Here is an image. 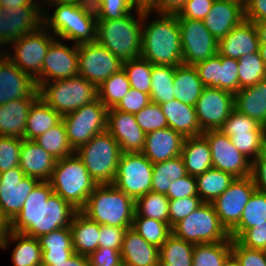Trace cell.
Masks as SVG:
<instances>
[{
    "label": "cell",
    "instance_id": "12",
    "mask_svg": "<svg viewBox=\"0 0 266 266\" xmlns=\"http://www.w3.org/2000/svg\"><path fill=\"white\" fill-rule=\"evenodd\" d=\"M153 164L141 153H122L115 179L117 189L136 200L151 191Z\"/></svg>",
    "mask_w": 266,
    "mask_h": 266
},
{
    "label": "cell",
    "instance_id": "62",
    "mask_svg": "<svg viewBox=\"0 0 266 266\" xmlns=\"http://www.w3.org/2000/svg\"><path fill=\"white\" fill-rule=\"evenodd\" d=\"M90 266L117 265L122 261L120 250L99 247L89 256Z\"/></svg>",
    "mask_w": 266,
    "mask_h": 266
},
{
    "label": "cell",
    "instance_id": "43",
    "mask_svg": "<svg viewBox=\"0 0 266 266\" xmlns=\"http://www.w3.org/2000/svg\"><path fill=\"white\" fill-rule=\"evenodd\" d=\"M230 140L238 151L253 162L266 150V127L260 125L255 131L234 132Z\"/></svg>",
    "mask_w": 266,
    "mask_h": 266
},
{
    "label": "cell",
    "instance_id": "39",
    "mask_svg": "<svg viewBox=\"0 0 266 266\" xmlns=\"http://www.w3.org/2000/svg\"><path fill=\"white\" fill-rule=\"evenodd\" d=\"M187 174L181 155L155 163L153 164L151 191L166 195L171 181H176Z\"/></svg>",
    "mask_w": 266,
    "mask_h": 266
},
{
    "label": "cell",
    "instance_id": "20",
    "mask_svg": "<svg viewBox=\"0 0 266 266\" xmlns=\"http://www.w3.org/2000/svg\"><path fill=\"white\" fill-rule=\"evenodd\" d=\"M78 45L56 38L48 48L41 69V84L78 75Z\"/></svg>",
    "mask_w": 266,
    "mask_h": 266
},
{
    "label": "cell",
    "instance_id": "31",
    "mask_svg": "<svg viewBox=\"0 0 266 266\" xmlns=\"http://www.w3.org/2000/svg\"><path fill=\"white\" fill-rule=\"evenodd\" d=\"M74 253L89 256L99 248L100 224L77 211L70 224Z\"/></svg>",
    "mask_w": 266,
    "mask_h": 266
},
{
    "label": "cell",
    "instance_id": "49",
    "mask_svg": "<svg viewBox=\"0 0 266 266\" xmlns=\"http://www.w3.org/2000/svg\"><path fill=\"white\" fill-rule=\"evenodd\" d=\"M123 69L130 82V87L150 95L152 64L143 59L124 61Z\"/></svg>",
    "mask_w": 266,
    "mask_h": 266
},
{
    "label": "cell",
    "instance_id": "37",
    "mask_svg": "<svg viewBox=\"0 0 266 266\" xmlns=\"http://www.w3.org/2000/svg\"><path fill=\"white\" fill-rule=\"evenodd\" d=\"M266 224V193L255 190L242 211L239 223L229 232L236 240L246 229Z\"/></svg>",
    "mask_w": 266,
    "mask_h": 266
},
{
    "label": "cell",
    "instance_id": "69",
    "mask_svg": "<svg viewBox=\"0 0 266 266\" xmlns=\"http://www.w3.org/2000/svg\"><path fill=\"white\" fill-rule=\"evenodd\" d=\"M37 0H0V7L15 8L17 6H32Z\"/></svg>",
    "mask_w": 266,
    "mask_h": 266
},
{
    "label": "cell",
    "instance_id": "16",
    "mask_svg": "<svg viewBox=\"0 0 266 266\" xmlns=\"http://www.w3.org/2000/svg\"><path fill=\"white\" fill-rule=\"evenodd\" d=\"M202 135L209 143L213 168L229 173L235 178L252 175V162L238 151L230 137L220 130H208Z\"/></svg>",
    "mask_w": 266,
    "mask_h": 266
},
{
    "label": "cell",
    "instance_id": "59",
    "mask_svg": "<svg viewBox=\"0 0 266 266\" xmlns=\"http://www.w3.org/2000/svg\"><path fill=\"white\" fill-rule=\"evenodd\" d=\"M236 240L247 248L263 250L266 246V224L246 229Z\"/></svg>",
    "mask_w": 266,
    "mask_h": 266
},
{
    "label": "cell",
    "instance_id": "29",
    "mask_svg": "<svg viewBox=\"0 0 266 266\" xmlns=\"http://www.w3.org/2000/svg\"><path fill=\"white\" fill-rule=\"evenodd\" d=\"M37 99L22 98L0 105V136L25 139L28 113Z\"/></svg>",
    "mask_w": 266,
    "mask_h": 266
},
{
    "label": "cell",
    "instance_id": "55",
    "mask_svg": "<svg viewBox=\"0 0 266 266\" xmlns=\"http://www.w3.org/2000/svg\"><path fill=\"white\" fill-rule=\"evenodd\" d=\"M260 125L255 119L234 108L219 130L230 137L234 135V132L255 131Z\"/></svg>",
    "mask_w": 266,
    "mask_h": 266
},
{
    "label": "cell",
    "instance_id": "3",
    "mask_svg": "<svg viewBox=\"0 0 266 266\" xmlns=\"http://www.w3.org/2000/svg\"><path fill=\"white\" fill-rule=\"evenodd\" d=\"M50 7L54 8L52 15L46 10ZM43 26L63 42L64 39L75 45L96 42L97 17L92 2L45 4Z\"/></svg>",
    "mask_w": 266,
    "mask_h": 266
},
{
    "label": "cell",
    "instance_id": "35",
    "mask_svg": "<svg viewBox=\"0 0 266 266\" xmlns=\"http://www.w3.org/2000/svg\"><path fill=\"white\" fill-rule=\"evenodd\" d=\"M173 84L175 99L192 107L195 106L204 88L193 65L175 66Z\"/></svg>",
    "mask_w": 266,
    "mask_h": 266
},
{
    "label": "cell",
    "instance_id": "71",
    "mask_svg": "<svg viewBox=\"0 0 266 266\" xmlns=\"http://www.w3.org/2000/svg\"><path fill=\"white\" fill-rule=\"evenodd\" d=\"M260 43H266V19L255 23Z\"/></svg>",
    "mask_w": 266,
    "mask_h": 266
},
{
    "label": "cell",
    "instance_id": "54",
    "mask_svg": "<svg viewBox=\"0 0 266 266\" xmlns=\"http://www.w3.org/2000/svg\"><path fill=\"white\" fill-rule=\"evenodd\" d=\"M199 196H190L182 199L169 200V225L172 228L177 222L186 218L201 204Z\"/></svg>",
    "mask_w": 266,
    "mask_h": 266
},
{
    "label": "cell",
    "instance_id": "25",
    "mask_svg": "<svg viewBox=\"0 0 266 266\" xmlns=\"http://www.w3.org/2000/svg\"><path fill=\"white\" fill-rule=\"evenodd\" d=\"M185 137L166 127L146 133L142 154L152 163L164 162L181 155Z\"/></svg>",
    "mask_w": 266,
    "mask_h": 266
},
{
    "label": "cell",
    "instance_id": "72",
    "mask_svg": "<svg viewBox=\"0 0 266 266\" xmlns=\"http://www.w3.org/2000/svg\"><path fill=\"white\" fill-rule=\"evenodd\" d=\"M55 2H77V3H82V2H92V0H42L41 1V5L44 7L45 4L55 3Z\"/></svg>",
    "mask_w": 266,
    "mask_h": 266
},
{
    "label": "cell",
    "instance_id": "77",
    "mask_svg": "<svg viewBox=\"0 0 266 266\" xmlns=\"http://www.w3.org/2000/svg\"><path fill=\"white\" fill-rule=\"evenodd\" d=\"M263 252L266 255V246L263 248Z\"/></svg>",
    "mask_w": 266,
    "mask_h": 266
},
{
    "label": "cell",
    "instance_id": "27",
    "mask_svg": "<svg viewBox=\"0 0 266 266\" xmlns=\"http://www.w3.org/2000/svg\"><path fill=\"white\" fill-rule=\"evenodd\" d=\"M56 159L34 140L22 139L19 167L26 176L49 181Z\"/></svg>",
    "mask_w": 266,
    "mask_h": 266
},
{
    "label": "cell",
    "instance_id": "23",
    "mask_svg": "<svg viewBox=\"0 0 266 266\" xmlns=\"http://www.w3.org/2000/svg\"><path fill=\"white\" fill-rule=\"evenodd\" d=\"M107 131L118 142L122 153L142 152L146 133L136 122L134 114L108 109Z\"/></svg>",
    "mask_w": 266,
    "mask_h": 266
},
{
    "label": "cell",
    "instance_id": "9",
    "mask_svg": "<svg viewBox=\"0 0 266 266\" xmlns=\"http://www.w3.org/2000/svg\"><path fill=\"white\" fill-rule=\"evenodd\" d=\"M55 39L56 37L42 25L36 31L25 34L12 42L2 52L20 70L29 75L38 88L41 85V69L44 58L50 44Z\"/></svg>",
    "mask_w": 266,
    "mask_h": 266
},
{
    "label": "cell",
    "instance_id": "4",
    "mask_svg": "<svg viewBox=\"0 0 266 266\" xmlns=\"http://www.w3.org/2000/svg\"><path fill=\"white\" fill-rule=\"evenodd\" d=\"M142 21L143 11L138 9L119 19L97 20L96 42L123 62L140 58Z\"/></svg>",
    "mask_w": 266,
    "mask_h": 266
},
{
    "label": "cell",
    "instance_id": "46",
    "mask_svg": "<svg viewBox=\"0 0 266 266\" xmlns=\"http://www.w3.org/2000/svg\"><path fill=\"white\" fill-rule=\"evenodd\" d=\"M169 223V199L160 193L148 192L135 200V215Z\"/></svg>",
    "mask_w": 266,
    "mask_h": 266
},
{
    "label": "cell",
    "instance_id": "70",
    "mask_svg": "<svg viewBox=\"0 0 266 266\" xmlns=\"http://www.w3.org/2000/svg\"><path fill=\"white\" fill-rule=\"evenodd\" d=\"M8 231L9 223L4 219V217L0 213V249L4 245Z\"/></svg>",
    "mask_w": 266,
    "mask_h": 266
},
{
    "label": "cell",
    "instance_id": "53",
    "mask_svg": "<svg viewBox=\"0 0 266 266\" xmlns=\"http://www.w3.org/2000/svg\"><path fill=\"white\" fill-rule=\"evenodd\" d=\"M22 139L0 136V173L19 166Z\"/></svg>",
    "mask_w": 266,
    "mask_h": 266
},
{
    "label": "cell",
    "instance_id": "24",
    "mask_svg": "<svg viewBox=\"0 0 266 266\" xmlns=\"http://www.w3.org/2000/svg\"><path fill=\"white\" fill-rule=\"evenodd\" d=\"M259 45L255 23L244 19L218 41V54L238 60L243 55L258 53Z\"/></svg>",
    "mask_w": 266,
    "mask_h": 266
},
{
    "label": "cell",
    "instance_id": "67",
    "mask_svg": "<svg viewBox=\"0 0 266 266\" xmlns=\"http://www.w3.org/2000/svg\"><path fill=\"white\" fill-rule=\"evenodd\" d=\"M41 266H90L88 256L74 253L69 259L53 262V265H41Z\"/></svg>",
    "mask_w": 266,
    "mask_h": 266
},
{
    "label": "cell",
    "instance_id": "57",
    "mask_svg": "<svg viewBox=\"0 0 266 266\" xmlns=\"http://www.w3.org/2000/svg\"><path fill=\"white\" fill-rule=\"evenodd\" d=\"M151 103L150 95L130 88L129 92L114 107L118 111L136 114Z\"/></svg>",
    "mask_w": 266,
    "mask_h": 266
},
{
    "label": "cell",
    "instance_id": "47",
    "mask_svg": "<svg viewBox=\"0 0 266 266\" xmlns=\"http://www.w3.org/2000/svg\"><path fill=\"white\" fill-rule=\"evenodd\" d=\"M148 243L160 248L167 238L172 234L169 223L160 220L134 216L132 227Z\"/></svg>",
    "mask_w": 266,
    "mask_h": 266
},
{
    "label": "cell",
    "instance_id": "58",
    "mask_svg": "<svg viewBox=\"0 0 266 266\" xmlns=\"http://www.w3.org/2000/svg\"><path fill=\"white\" fill-rule=\"evenodd\" d=\"M165 196L169 200L199 196L197 192L196 177L187 174L176 181H171V185Z\"/></svg>",
    "mask_w": 266,
    "mask_h": 266
},
{
    "label": "cell",
    "instance_id": "14",
    "mask_svg": "<svg viewBox=\"0 0 266 266\" xmlns=\"http://www.w3.org/2000/svg\"><path fill=\"white\" fill-rule=\"evenodd\" d=\"M78 74L99 87L123 68V61L97 42L78 45Z\"/></svg>",
    "mask_w": 266,
    "mask_h": 266
},
{
    "label": "cell",
    "instance_id": "45",
    "mask_svg": "<svg viewBox=\"0 0 266 266\" xmlns=\"http://www.w3.org/2000/svg\"><path fill=\"white\" fill-rule=\"evenodd\" d=\"M130 82L122 68L113 73L99 87L98 99L108 108H114L120 100L129 92Z\"/></svg>",
    "mask_w": 266,
    "mask_h": 266
},
{
    "label": "cell",
    "instance_id": "18",
    "mask_svg": "<svg viewBox=\"0 0 266 266\" xmlns=\"http://www.w3.org/2000/svg\"><path fill=\"white\" fill-rule=\"evenodd\" d=\"M255 190L252 176L235 178L229 187L211 203L221 224L228 232L239 223L242 211Z\"/></svg>",
    "mask_w": 266,
    "mask_h": 266
},
{
    "label": "cell",
    "instance_id": "15",
    "mask_svg": "<svg viewBox=\"0 0 266 266\" xmlns=\"http://www.w3.org/2000/svg\"><path fill=\"white\" fill-rule=\"evenodd\" d=\"M185 65H195L218 54V40L202 20L178 19Z\"/></svg>",
    "mask_w": 266,
    "mask_h": 266
},
{
    "label": "cell",
    "instance_id": "75",
    "mask_svg": "<svg viewBox=\"0 0 266 266\" xmlns=\"http://www.w3.org/2000/svg\"><path fill=\"white\" fill-rule=\"evenodd\" d=\"M231 1H235V2L243 5L244 7L246 6V0H231Z\"/></svg>",
    "mask_w": 266,
    "mask_h": 266
},
{
    "label": "cell",
    "instance_id": "34",
    "mask_svg": "<svg viewBox=\"0 0 266 266\" xmlns=\"http://www.w3.org/2000/svg\"><path fill=\"white\" fill-rule=\"evenodd\" d=\"M181 157L191 176L196 177L213 168L210 146L203 135L185 137Z\"/></svg>",
    "mask_w": 266,
    "mask_h": 266
},
{
    "label": "cell",
    "instance_id": "50",
    "mask_svg": "<svg viewBox=\"0 0 266 266\" xmlns=\"http://www.w3.org/2000/svg\"><path fill=\"white\" fill-rule=\"evenodd\" d=\"M97 20L119 19L135 11L132 0H92Z\"/></svg>",
    "mask_w": 266,
    "mask_h": 266
},
{
    "label": "cell",
    "instance_id": "10",
    "mask_svg": "<svg viewBox=\"0 0 266 266\" xmlns=\"http://www.w3.org/2000/svg\"><path fill=\"white\" fill-rule=\"evenodd\" d=\"M171 229L175 237L193 244L216 243L230 239V234L221 224L213 205L206 202Z\"/></svg>",
    "mask_w": 266,
    "mask_h": 266
},
{
    "label": "cell",
    "instance_id": "52",
    "mask_svg": "<svg viewBox=\"0 0 266 266\" xmlns=\"http://www.w3.org/2000/svg\"><path fill=\"white\" fill-rule=\"evenodd\" d=\"M38 240L42 252L74 251L70 227L60 228L43 234Z\"/></svg>",
    "mask_w": 266,
    "mask_h": 266
},
{
    "label": "cell",
    "instance_id": "6",
    "mask_svg": "<svg viewBox=\"0 0 266 266\" xmlns=\"http://www.w3.org/2000/svg\"><path fill=\"white\" fill-rule=\"evenodd\" d=\"M53 193L81 211L97 186L76 154L57 159L49 180Z\"/></svg>",
    "mask_w": 266,
    "mask_h": 266
},
{
    "label": "cell",
    "instance_id": "8",
    "mask_svg": "<svg viewBox=\"0 0 266 266\" xmlns=\"http://www.w3.org/2000/svg\"><path fill=\"white\" fill-rule=\"evenodd\" d=\"M97 185L112 184L117 172L120 146L106 130L75 150Z\"/></svg>",
    "mask_w": 266,
    "mask_h": 266
},
{
    "label": "cell",
    "instance_id": "40",
    "mask_svg": "<svg viewBox=\"0 0 266 266\" xmlns=\"http://www.w3.org/2000/svg\"><path fill=\"white\" fill-rule=\"evenodd\" d=\"M194 244L171 234L159 248V266H192Z\"/></svg>",
    "mask_w": 266,
    "mask_h": 266
},
{
    "label": "cell",
    "instance_id": "7",
    "mask_svg": "<svg viewBox=\"0 0 266 266\" xmlns=\"http://www.w3.org/2000/svg\"><path fill=\"white\" fill-rule=\"evenodd\" d=\"M38 92L39 98L62 117L98 99L97 87L79 74L43 83Z\"/></svg>",
    "mask_w": 266,
    "mask_h": 266
},
{
    "label": "cell",
    "instance_id": "60",
    "mask_svg": "<svg viewBox=\"0 0 266 266\" xmlns=\"http://www.w3.org/2000/svg\"><path fill=\"white\" fill-rule=\"evenodd\" d=\"M215 0H188L177 15L178 19L203 20L211 10Z\"/></svg>",
    "mask_w": 266,
    "mask_h": 266
},
{
    "label": "cell",
    "instance_id": "63",
    "mask_svg": "<svg viewBox=\"0 0 266 266\" xmlns=\"http://www.w3.org/2000/svg\"><path fill=\"white\" fill-rule=\"evenodd\" d=\"M251 176L256 190L266 193V150L252 162Z\"/></svg>",
    "mask_w": 266,
    "mask_h": 266
},
{
    "label": "cell",
    "instance_id": "74",
    "mask_svg": "<svg viewBox=\"0 0 266 266\" xmlns=\"http://www.w3.org/2000/svg\"><path fill=\"white\" fill-rule=\"evenodd\" d=\"M259 54H260V57L262 58V61L266 69V43H260Z\"/></svg>",
    "mask_w": 266,
    "mask_h": 266
},
{
    "label": "cell",
    "instance_id": "17",
    "mask_svg": "<svg viewBox=\"0 0 266 266\" xmlns=\"http://www.w3.org/2000/svg\"><path fill=\"white\" fill-rule=\"evenodd\" d=\"M40 181L26 176L20 167L0 173V213L10 223Z\"/></svg>",
    "mask_w": 266,
    "mask_h": 266
},
{
    "label": "cell",
    "instance_id": "33",
    "mask_svg": "<svg viewBox=\"0 0 266 266\" xmlns=\"http://www.w3.org/2000/svg\"><path fill=\"white\" fill-rule=\"evenodd\" d=\"M15 243L11 253L13 266H41L42 249L38 238L22 233L8 231L2 250Z\"/></svg>",
    "mask_w": 266,
    "mask_h": 266
},
{
    "label": "cell",
    "instance_id": "51",
    "mask_svg": "<svg viewBox=\"0 0 266 266\" xmlns=\"http://www.w3.org/2000/svg\"><path fill=\"white\" fill-rule=\"evenodd\" d=\"M134 116L136 122L145 133L168 127L167 119L160 105L156 103H149Z\"/></svg>",
    "mask_w": 266,
    "mask_h": 266
},
{
    "label": "cell",
    "instance_id": "1",
    "mask_svg": "<svg viewBox=\"0 0 266 266\" xmlns=\"http://www.w3.org/2000/svg\"><path fill=\"white\" fill-rule=\"evenodd\" d=\"M76 212L68 202L53 193L49 181H40L9 223V230L39 238L51 231L70 227Z\"/></svg>",
    "mask_w": 266,
    "mask_h": 266
},
{
    "label": "cell",
    "instance_id": "68",
    "mask_svg": "<svg viewBox=\"0 0 266 266\" xmlns=\"http://www.w3.org/2000/svg\"><path fill=\"white\" fill-rule=\"evenodd\" d=\"M135 9L154 11L159 6V0H132Z\"/></svg>",
    "mask_w": 266,
    "mask_h": 266
},
{
    "label": "cell",
    "instance_id": "32",
    "mask_svg": "<svg viewBox=\"0 0 266 266\" xmlns=\"http://www.w3.org/2000/svg\"><path fill=\"white\" fill-rule=\"evenodd\" d=\"M235 109L266 127V77L234 95Z\"/></svg>",
    "mask_w": 266,
    "mask_h": 266
},
{
    "label": "cell",
    "instance_id": "41",
    "mask_svg": "<svg viewBox=\"0 0 266 266\" xmlns=\"http://www.w3.org/2000/svg\"><path fill=\"white\" fill-rule=\"evenodd\" d=\"M175 66L152 65L150 99L152 103L162 104L173 99Z\"/></svg>",
    "mask_w": 266,
    "mask_h": 266
},
{
    "label": "cell",
    "instance_id": "42",
    "mask_svg": "<svg viewBox=\"0 0 266 266\" xmlns=\"http://www.w3.org/2000/svg\"><path fill=\"white\" fill-rule=\"evenodd\" d=\"M56 160L75 154V150L69 143L66 128L61 120L57 125L41 134L34 140Z\"/></svg>",
    "mask_w": 266,
    "mask_h": 266
},
{
    "label": "cell",
    "instance_id": "36",
    "mask_svg": "<svg viewBox=\"0 0 266 266\" xmlns=\"http://www.w3.org/2000/svg\"><path fill=\"white\" fill-rule=\"evenodd\" d=\"M62 116L38 98L30 107L25 127V139L35 140L51 127L57 125Z\"/></svg>",
    "mask_w": 266,
    "mask_h": 266
},
{
    "label": "cell",
    "instance_id": "64",
    "mask_svg": "<svg viewBox=\"0 0 266 266\" xmlns=\"http://www.w3.org/2000/svg\"><path fill=\"white\" fill-rule=\"evenodd\" d=\"M245 10V20L256 23L266 19V0H248Z\"/></svg>",
    "mask_w": 266,
    "mask_h": 266
},
{
    "label": "cell",
    "instance_id": "22",
    "mask_svg": "<svg viewBox=\"0 0 266 266\" xmlns=\"http://www.w3.org/2000/svg\"><path fill=\"white\" fill-rule=\"evenodd\" d=\"M22 98H39L36 83L0 52V105Z\"/></svg>",
    "mask_w": 266,
    "mask_h": 266
},
{
    "label": "cell",
    "instance_id": "21",
    "mask_svg": "<svg viewBox=\"0 0 266 266\" xmlns=\"http://www.w3.org/2000/svg\"><path fill=\"white\" fill-rule=\"evenodd\" d=\"M194 67L204 87L219 88L234 95L239 91L238 60L217 54Z\"/></svg>",
    "mask_w": 266,
    "mask_h": 266
},
{
    "label": "cell",
    "instance_id": "56",
    "mask_svg": "<svg viewBox=\"0 0 266 266\" xmlns=\"http://www.w3.org/2000/svg\"><path fill=\"white\" fill-rule=\"evenodd\" d=\"M231 253L238 260L239 266H266V255L263 250L247 248L234 239Z\"/></svg>",
    "mask_w": 266,
    "mask_h": 266
},
{
    "label": "cell",
    "instance_id": "28",
    "mask_svg": "<svg viewBox=\"0 0 266 266\" xmlns=\"http://www.w3.org/2000/svg\"><path fill=\"white\" fill-rule=\"evenodd\" d=\"M120 253L127 266H159V248L148 243L133 228L125 231Z\"/></svg>",
    "mask_w": 266,
    "mask_h": 266
},
{
    "label": "cell",
    "instance_id": "13",
    "mask_svg": "<svg viewBox=\"0 0 266 266\" xmlns=\"http://www.w3.org/2000/svg\"><path fill=\"white\" fill-rule=\"evenodd\" d=\"M42 25L43 7L38 0L32 6L0 7V52L21 36L36 31Z\"/></svg>",
    "mask_w": 266,
    "mask_h": 266
},
{
    "label": "cell",
    "instance_id": "44",
    "mask_svg": "<svg viewBox=\"0 0 266 266\" xmlns=\"http://www.w3.org/2000/svg\"><path fill=\"white\" fill-rule=\"evenodd\" d=\"M232 238L227 241L194 244L192 266H222L231 254Z\"/></svg>",
    "mask_w": 266,
    "mask_h": 266
},
{
    "label": "cell",
    "instance_id": "65",
    "mask_svg": "<svg viewBox=\"0 0 266 266\" xmlns=\"http://www.w3.org/2000/svg\"><path fill=\"white\" fill-rule=\"evenodd\" d=\"M187 1L188 0H159V6L153 12L178 15Z\"/></svg>",
    "mask_w": 266,
    "mask_h": 266
},
{
    "label": "cell",
    "instance_id": "2",
    "mask_svg": "<svg viewBox=\"0 0 266 266\" xmlns=\"http://www.w3.org/2000/svg\"><path fill=\"white\" fill-rule=\"evenodd\" d=\"M141 58L152 65L183 64L177 15L143 11Z\"/></svg>",
    "mask_w": 266,
    "mask_h": 266
},
{
    "label": "cell",
    "instance_id": "19",
    "mask_svg": "<svg viewBox=\"0 0 266 266\" xmlns=\"http://www.w3.org/2000/svg\"><path fill=\"white\" fill-rule=\"evenodd\" d=\"M194 107L202 132L219 130L235 108L234 94L219 88L204 87Z\"/></svg>",
    "mask_w": 266,
    "mask_h": 266
},
{
    "label": "cell",
    "instance_id": "61",
    "mask_svg": "<svg viewBox=\"0 0 266 266\" xmlns=\"http://www.w3.org/2000/svg\"><path fill=\"white\" fill-rule=\"evenodd\" d=\"M126 230L124 227L100 225L99 247L121 250Z\"/></svg>",
    "mask_w": 266,
    "mask_h": 266
},
{
    "label": "cell",
    "instance_id": "26",
    "mask_svg": "<svg viewBox=\"0 0 266 266\" xmlns=\"http://www.w3.org/2000/svg\"><path fill=\"white\" fill-rule=\"evenodd\" d=\"M244 19L243 5L231 0H215L208 15L202 21L219 41Z\"/></svg>",
    "mask_w": 266,
    "mask_h": 266
},
{
    "label": "cell",
    "instance_id": "48",
    "mask_svg": "<svg viewBox=\"0 0 266 266\" xmlns=\"http://www.w3.org/2000/svg\"><path fill=\"white\" fill-rule=\"evenodd\" d=\"M266 77V69L258 53L243 55L238 59L239 90L254 86Z\"/></svg>",
    "mask_w": 266,
    "mask_h": 266
},
{
    "label": "cell",
    "instance_id": "73",
    "mask_svg": "<svg viewBox=\"0 0 266 266\" xmlns=\"http://www.w3.org/2000/svg\"><path fill=\"white\" fill-rule=\"evenodd\" d=\"M222 266H239V263L238 260L235 258V256L231 253L226 258Z\"/></svg>",
    "mask_w": 266,
    "mask_h": 266
},
{
    "label": "cell",
    "instance_id": "5",
    "mask_svg": "<svg viewBox=\"0 0 266 266\" xmlns=\"http://www.w3.org/2000/svg\"><path fill=\"white\" fill-rule=\"evenodd\" d=\"M81 212L100 225L132 227L135 200L112 184L97 185Z\"/></svg>",
    "mask_w": 266,
    "mask_h": 266
},
{
    "label": "cell",
    "instance_id": "66",
    "mask_svg": "<svg viewBox=\"0 0 266 266\" xmlns=\"http://www.w3.org/2000/svg\"><path fill=\"white\" fill-rule=\"evenodd\" d=\"M74 251L42 252V265H53V262H60L69 259Z\"/></svg>",
    "mask_w": 266,
    "mask_h": 266
},
{
    "label": "cell",
    "instance_id": "38",
    "mask_svg": "<svg viewBox=\"0 0 266 266\" xmlns=\"http://www.w3.org/2000/svg\"><path fill=\"white\" fill-rule=\"evenodd\" d=\"M234 180L231 174L210 168L196 176L198 195L202 202L212 203Z\"/></svg>",
    "mask_w": 266,
    "mask_h": 266
},
{
    "label": "cell",
    "instance_id": "30",
    "mask_svg": "<svg viewBox=\"0 0 266 266\" xmlns=\"http://www.w3.org/2000/svg\"><path fill=\"white\" fill-rule=\"evenodd\" d=\"M168 127L181 133L184 137L202 135L195 107L184 104L177 99L160 104Z\"/></svg>",
    "mask_w": 266,
    "mask_h": 266
},
{
    "label": "cell",
    "instance_id": "11",
    "mask_svg": "<svg viewBox=\"0 0 266 266\" xmlns=\"http://www.w3.org/2000/svg\"><path fill=\"white\" fill-rule=\"evenodd\" d=\"M108 108L99 100L62 117L70 145L74 150L107 130Z\"/></svg>",
    "mask_w": 266,
    "mask_h": 266
},
{
    "label": "cell",
    "instance_id": "76",
    "mask_svg": "<svg viewBox=\"0 0 266 266\" xmlns=\"http://www.w3.org/2000/svg\"><path fill=\"white\" fill-rule=\"evenodd\" d=\"M103 266H127L123 261H121L119 264L117 265H103Z\"/></svg>",
    "mask_w": 266,
    "mask_h": 266
}]
</instances>
